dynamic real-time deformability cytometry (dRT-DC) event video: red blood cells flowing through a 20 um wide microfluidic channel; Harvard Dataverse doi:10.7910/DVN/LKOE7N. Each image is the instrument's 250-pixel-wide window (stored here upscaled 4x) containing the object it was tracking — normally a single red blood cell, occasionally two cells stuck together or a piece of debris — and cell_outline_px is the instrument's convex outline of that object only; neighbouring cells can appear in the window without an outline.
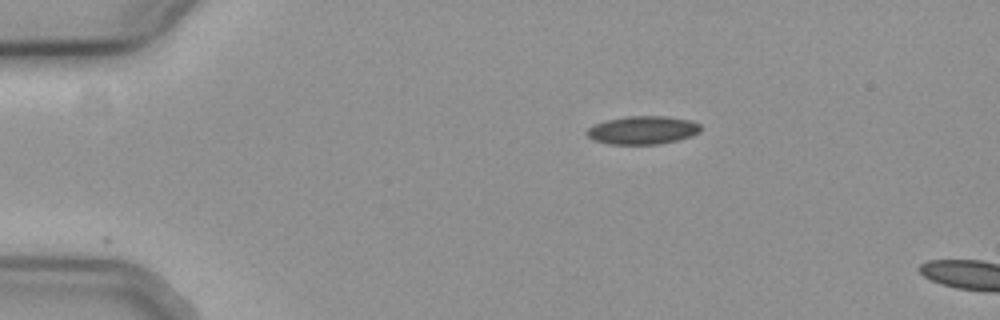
{"species": "common noctule bat (a hibernating species)", "species_latin": "Nyctalus noctula", "temperature_condition": "cold", "stored_images_in_passage": 5, "camera_frame_rate_fps": 3000, "um_per_image_px": 0.085, "animal": {"sex": "female", "body_mass_g": 19.3, "forearm_length_mm": 54.1}, "frame": {"image": 1, "passage_image": 1, "time_ms": 0.0, "image_size_px": [1000, 320], "cell_outline_px": [[700, 132], [692, 136], [660, 144], [608, 144], [592, 140], [584, 132], [588, 128], [604, 120], [628, 116], [664, 116], [692, 120], [700, 124]], "centroid_in_image_um": [54.61, 11.06], "position_along_channel_um": 30.4, "area_um2": 18.84}}